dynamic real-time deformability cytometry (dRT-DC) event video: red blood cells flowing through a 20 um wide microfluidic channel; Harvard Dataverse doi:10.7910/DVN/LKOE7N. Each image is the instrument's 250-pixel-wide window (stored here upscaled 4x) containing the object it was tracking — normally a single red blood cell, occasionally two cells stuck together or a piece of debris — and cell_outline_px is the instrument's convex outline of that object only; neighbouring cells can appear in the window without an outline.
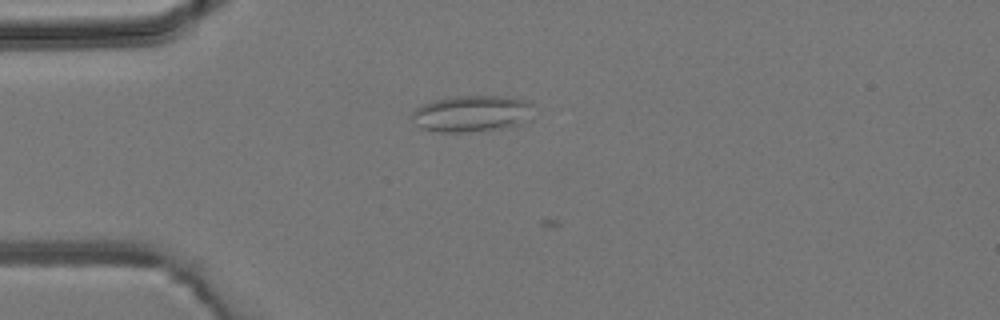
{"species": "common noctule bat (a hibernating species)", "species_latin": "Nyctalus noctula", "temperature_condition": "room temperature", "stored_images_in_passage": 4, "camera_frame_rate_fps": 3000, "um_per_image_px": 0.085, "animal": {"sex": "male", "body_mass_g": 19.2, "forearm_length_mm": 51.8}, "frame": {"image": 1, "passage_image": 4, "time_ms": 4.333, "image_size_px": [1000, 320], "cell_outline_px": [[532, 120], [520, 124], [492, 128], [460, 132], [436, 132], [420, 128], [416, 124], [412, 116], [412, 112], [420, 104], [436, 100], [456, 96], [504, 96], [524, 100], [528, 104]], "centroid_in_image_um": [40.04, 9.65], "position_along_channel_um": 45.0, "area_um2": 25.32}}